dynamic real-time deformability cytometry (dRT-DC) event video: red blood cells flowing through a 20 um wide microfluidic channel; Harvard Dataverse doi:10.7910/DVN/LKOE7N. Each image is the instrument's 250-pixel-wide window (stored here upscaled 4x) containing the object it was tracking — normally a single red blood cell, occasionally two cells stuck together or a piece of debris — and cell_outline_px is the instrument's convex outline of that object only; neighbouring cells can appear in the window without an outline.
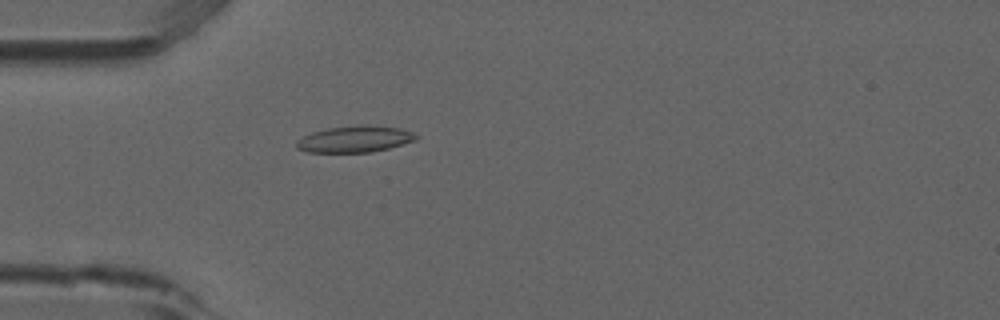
{"species": "common noctule bat (a hibernating species)", "species_latin": "Nyctalus noctula", "temperature_condition": "room temperature", "stored_images_in_passage": 5, "camera_frame_rate_fps": 3000, "um_per_image_px": 0.085, "animal": {"sex": "male", "forearm_length_mm": 52.5}, "frame": {"image": 1, "passage_image": 5, "time_ms": 1.333, "image_size_px": [1000, 320], "cell_outline_px": [[420, 136], [416, 140], [388, 148], [372, 152], [308, 152], [296, 148], [296, 140], [312, 132], [328, 128], [400, 128], [412, 132]], "centroid_in_image_um": [30.12, 11.88], "position_along_channel_um": 54.9, "area_um2": 17.4}}